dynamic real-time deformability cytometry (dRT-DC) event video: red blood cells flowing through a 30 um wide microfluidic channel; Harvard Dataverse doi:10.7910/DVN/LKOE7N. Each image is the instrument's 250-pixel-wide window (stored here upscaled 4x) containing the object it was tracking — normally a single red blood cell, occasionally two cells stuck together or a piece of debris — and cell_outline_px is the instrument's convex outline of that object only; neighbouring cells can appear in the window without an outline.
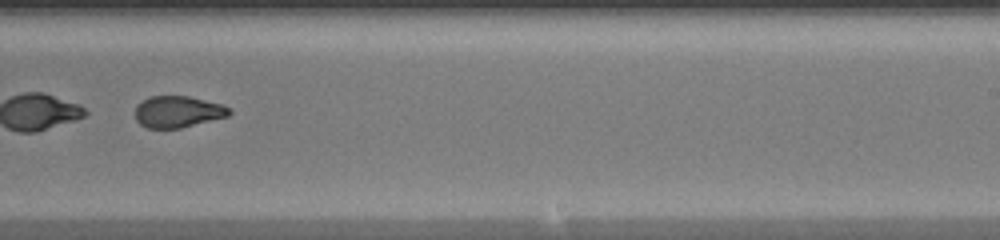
{"species": "common noctule bat (a hibernating species)", "species_latin": "Nyctalus noctula", "temperature_condition": "warm", "stored_images_in_passage": 49, "segment_of_instrument_passage": [2, 2], "camera_frame_rate_fps": 3000, "um_per_image_px": 0.085, "animal": {"sex": "female", "body_mass_g": 20.0, "forearm_length_mm": 54.0}, "frame": {"image": 1, "passage_image": 32, "time_ms": 10.333, "image_size_px": [1000, 240], "cell_outline_px": [[232, 112], [228, 116], [180, 128], [148, 128], [140, 124], [136, 120], [136, 104], [152, 96], [188, 96], [220, 104], [232, 108]], "centroid_in_image_um": [15.12, 9.5], "position_along_channel_um": 273.9, "area_um2": 17.17}}
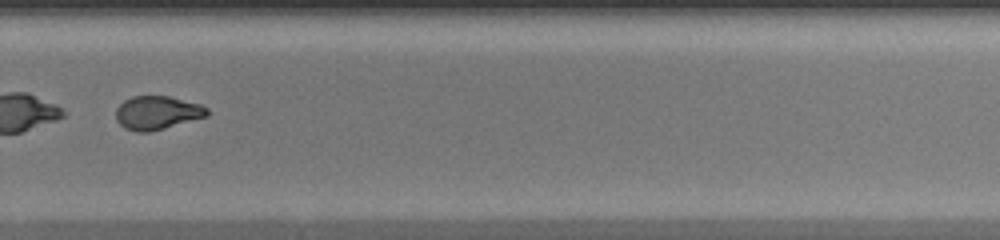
{"frame": {"image": 2, "passage_image": 35, "time_ms": 11.333, "image_size_px": [1000, 240], "cell_outline_px": [[208, 116], [164, 128], [148, 132], [136, 132], [124, 128], [116, 120], [116, 108], [124, 100], [132, 96], [168, 96], [200, 104], [208, 108]], "centroid_in_image_um": [13.34, 9.58], "position_along_channel_um": 316.5, "area_um2": 17.8}}
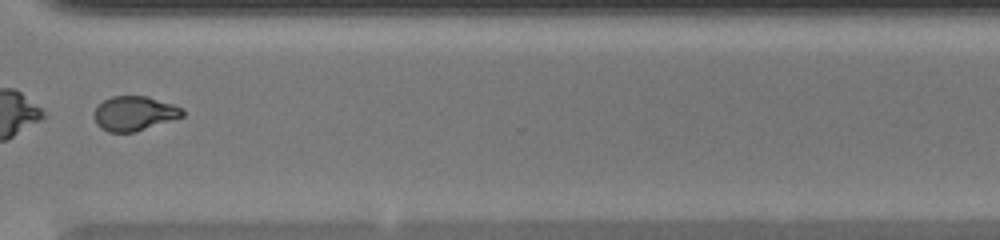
{"frame": {"image": 3, "passage_image": 38, "time_ms": 12.333, "image_size_px": [1000, 240], "cell_outline_px": [[184, 116], [136, 132], [108, 132], [100, 128], [96, 124], [92, 116], [96, 108], [104, 100], [112, 96], [148, 96], [172, 104], [180, 108], [184, 112]], "centroid_in_image_um": [11.38, 9.65], "position_along_channel_um": 359.2, "area_um2": 17.8}}